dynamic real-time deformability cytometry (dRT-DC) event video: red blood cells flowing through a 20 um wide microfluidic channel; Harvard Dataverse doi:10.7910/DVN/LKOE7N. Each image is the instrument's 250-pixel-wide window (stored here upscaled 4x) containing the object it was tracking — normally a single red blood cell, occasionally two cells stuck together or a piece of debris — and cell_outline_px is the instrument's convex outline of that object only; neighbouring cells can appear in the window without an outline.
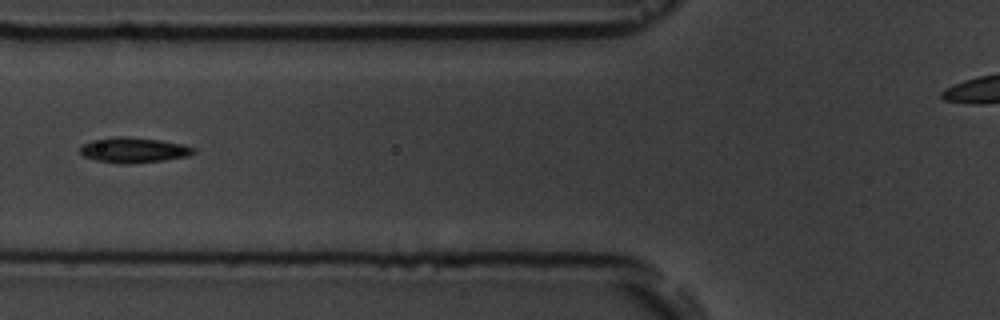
{"species": "common noctule bat (a hibernating species)", "species_latin": "Nyctalus noctula", "temperature_condition": "room temperature", "stored_images_in_passage": 5, "camera_frame_rate_fps": 3000, "um_per_image_px": 0.085, "animal": {"sex": "male", "body_mass_g": 19.5, "forearm_length_mm": 54.6}, "frame": {"image": 1, "passage_image": 5, "time_ms": 4.333, "image_size_px": [1000, 320], "cell_outline_px": [[196, 152], [188, 156], [164, 160], [132, 164], [124, 164], [96, 160], [84, 156], [80, 152], [80, 148], [84, 144], [92, 140], [116, 136], [124, 136], [160, 140], [180, 144], [196, 148]], "centroid_in_image_um": [11.37, 12.76], "position_along_channel_um": 114.4, "area_um2": 16.65}}